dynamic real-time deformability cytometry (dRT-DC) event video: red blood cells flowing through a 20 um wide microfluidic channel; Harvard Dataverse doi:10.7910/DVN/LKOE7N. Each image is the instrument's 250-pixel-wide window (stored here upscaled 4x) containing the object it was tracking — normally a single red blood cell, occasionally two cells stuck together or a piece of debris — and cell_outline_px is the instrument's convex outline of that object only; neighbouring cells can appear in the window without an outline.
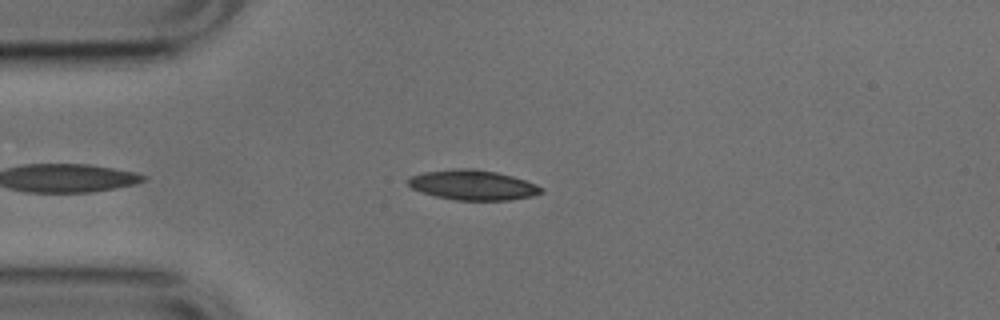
{"species": "common noctule bat (a hibernating species)", "species_latin": "Nyctalus noctula", "temperature_condition": "cold", "stored_images_in_passage": 40, "camera_frame_rate_fps": 3000, "um_per_image_px": 0.085, "animal": {"sex": "male", "body_mass_g": 17.9, "forearm_length_mm": 54.2}, "frame": {"image": 1, "passage_image": 4, "time_ms": 1.0, "image_size_px": [1000, 320], "cell_outline_px": [[544, 192], [532, 196], [508, 200], [456, 200], [436, 196], [412, 188], [408, 184], [408, 180], [412, 176], [424, 172], [456, 168], [472, 168], [496, 172], [512, 176], [536, 184], [544, 188]], "centroid_in_image_um": [40.23, 15.72], "position_along_channel_um": 44.8, "area_um2": 23.06}}
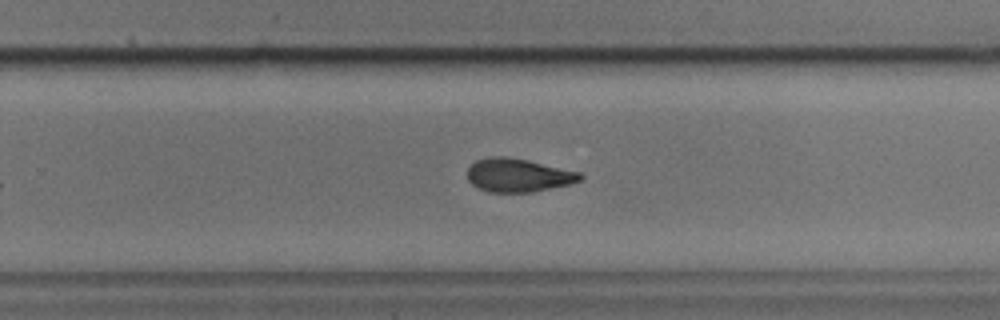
{"frame": {"image": 2, "passage_image": 24, "time_ms": 7.667, "image_size_px": [1000, 320], "cell_outline_px": [[584, 176], [580, 180], [568, 184], [532, 192], [488, 192], [472, 184], [468, 180], [468, 168], [476, 160], [488, 156], [504, 156], [528, 160], [580, 172]], "centroid_in_image_um": [44.03, 14.88], "position_along_channel_um": 285.8, "area_um2": 21.85}}
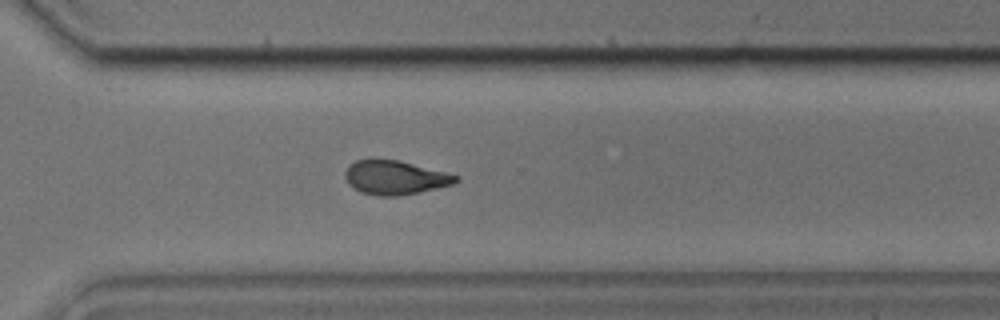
{"frame": {"image": 3, "passage_image": 28, "time_ms": 9.0, "image_size_px": [1000, 320], "cell_outline_px": [[460, 180], [452, 184], [436, 188], [400, 196], [376, 196], [360, 192], [352, 188], [348, 184], [344, 176], [344, 172], [356, 160], [400, 160], [460, 176]], "centroid_in_image_um": [33.57, 15.11], "position_along_channel_um": 337.0, "area_um2": 21.85}, "authors_computed_cell_mechanics": {"area_um2": 22.9177, "velocity_mm_per_s": 3.85, "shape_relaxation_time_tau1_ms": 3.2768, "shape_relaxation_time_tau2_ms": 2.8458, "deformation_change_tau1": 0.1154, "deformation_change_tau2": 0.1011}}